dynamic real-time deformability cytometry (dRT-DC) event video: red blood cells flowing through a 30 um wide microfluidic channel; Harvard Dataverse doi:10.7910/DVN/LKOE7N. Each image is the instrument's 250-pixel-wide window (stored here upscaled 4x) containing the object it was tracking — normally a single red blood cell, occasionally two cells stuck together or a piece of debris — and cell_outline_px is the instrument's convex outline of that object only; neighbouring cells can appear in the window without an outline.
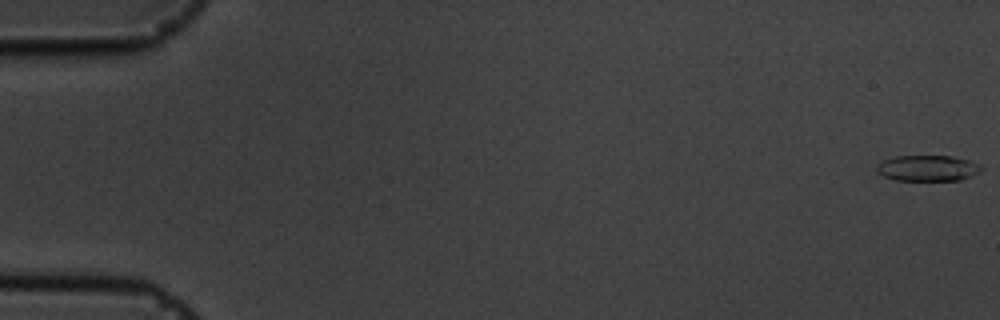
{"species": "common noctule bat (a hibernating species)", "species_latin": "Nyctalus noctula", "temperature_condition": "cold", "stored_images_in_passage": 8, "camera_frame_rate_fps": 3000, "um_per_image_px": 0.085, "animal": {"sex": "male", "body_mass_g": 19.5, "forearm_length_mm": 54.6}, "frame": {"image": 1, "passage_image": 1, "time_ms": 0.0, "image_size_px": [1000, 320], "cell_outline_px": [[984, 168], [980, 172], [972, 176], [960, 180], [896, 180], [884, 176], [876, 168], [876, 164], [884, 160], [896, 156], [952, 156], [968, 160], [980, 164]], "centroid_in_image_um": [78.9, 14.29], "position_along_channel_um": 6.1, "area_um2": 15.72}}
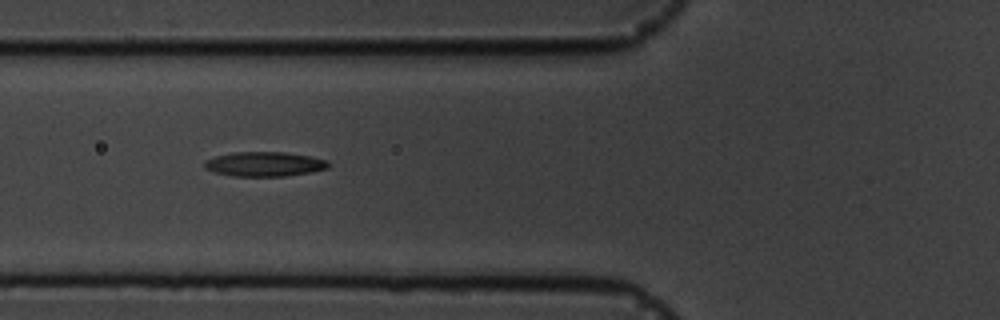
{"frame": {"image": 2, "passage_image": 7, "time_ms": 7.0, "image_size_px": [1000, 320], "cell_outline_px": [[328, 168], [308, 172], [284, 176], [232, 176], [216, 172], [204, 168], [204, 160], [216, 156], [236, 152], [284, 152], [312, 156], [328, 160]], "centroid_in_image_um": [22.47, 13.94], "position_along_channel_um": 103.3, "area_um2": 17.63}}
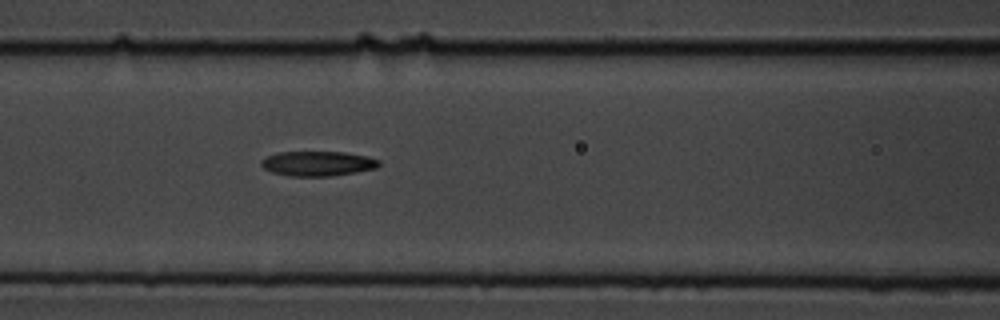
{"frame": {"image": 3, "passage_image": 8, "time_ms": 8.0, "image_size_px": [1000, 320], "cell_outline_px": [[380, 164], [376, 168], [356, 172], [332, 176], [288, 176], [272, 172], [264, 168], [260, 164], [260, 160], [268, 156], [280, 152], [344, 152], [368, 156], [380, 160]], "centroid_in_image_um": [27.02, 13.9], "position_along_channel_um": 139.6, "area_um2": 17.05}}